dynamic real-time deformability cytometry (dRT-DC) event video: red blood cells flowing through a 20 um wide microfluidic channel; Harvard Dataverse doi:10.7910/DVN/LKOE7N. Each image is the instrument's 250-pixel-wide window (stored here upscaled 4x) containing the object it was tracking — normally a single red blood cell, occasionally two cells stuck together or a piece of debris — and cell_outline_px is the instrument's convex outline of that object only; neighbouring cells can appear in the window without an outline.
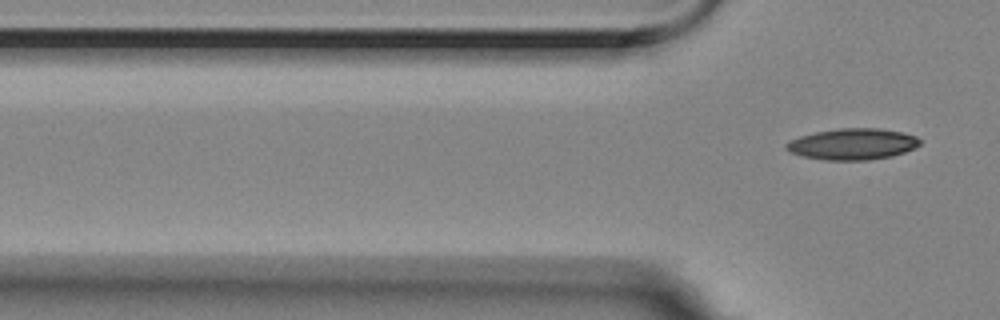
{"species": "Egyptian fruit bat (a non-hibernating species)", "species_latin": "Rousettus aegyptiacus", "temperature_condition": "room temperature", "stored_images_in_passage": 3, "segment_of_instrument_passage": [2, 2], "camera_frame_rate_fps": 3000, "um_per_image_px": 0.085, "animal": {"sex": "female"}, "frame": {"image": 1, "passage_image": 3, "time_ms": 0.667, "image_size_px": [1000, 320], "cell_outline_px": [[920, 144], [904, 152], [892, 156], [868, 160], [824, 160], [800, 156], [788, 152], [784, 148], [784, 144], [788, 140], [800, 136], [816, 132], [840, 128], [880, 128], [900, 132], [916, 136], [920, 140]], "centroid_in_image_um": [72.39, 12.25], "position_along_channel_um": 53.4, "area_um2": 24.45}}